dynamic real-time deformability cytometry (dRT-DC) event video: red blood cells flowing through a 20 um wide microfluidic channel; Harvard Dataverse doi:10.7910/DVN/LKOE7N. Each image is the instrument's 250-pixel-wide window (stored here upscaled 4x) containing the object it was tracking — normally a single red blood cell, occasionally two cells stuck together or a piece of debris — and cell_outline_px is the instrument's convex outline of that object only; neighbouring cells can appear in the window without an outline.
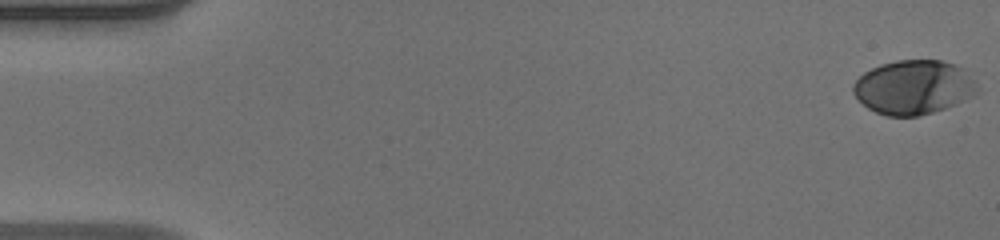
{"species": "human", "species_latin": "Homo sapiens", "temperature_condition": "warm", "stored_images_in_passage": 50, "camera_frame_rate_fps": 3000, "um_per_image_px": 0.085, "donor": {"sex": "male"}, "frame": {"image": 1, "passage_image": 1, "time_ms": 0.0, "image_size_px": [1000, 240], "cell_outline_px": [[980, 92], [956, 104], [932, 112], [916, 116], [888, 116], [876, 112], [868, 108], [852, 92], [852, 84], [864, 72], [880, 64], [896, 60], [940, 60], [956, 64], [964, 68], [976, 84]], "centroid_in_image_um": [77.66, 7.4], "position_along_channel_um": 7.3, "area_um2": 39.19}}
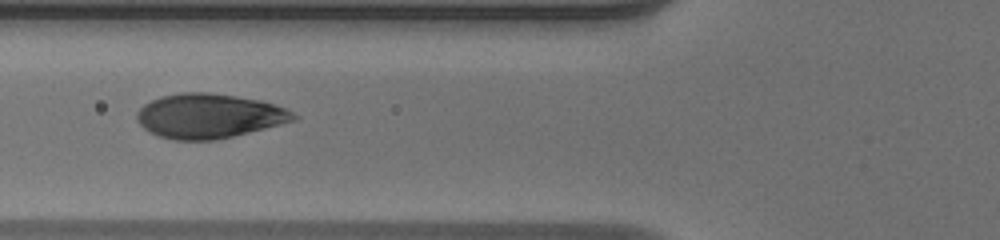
{"frame": {"image": 2, "passage_image": 20, "time_ms": 6.333, "image_size_px": [1000, 240], "cell_outline_px": [[300, 116], [296, 120], [232, 136], [212, 140], [172, 140], [160, 136], [144, 128], [136, 120], [136, 112], [144, 104], [160, 96], [180, 92], [208, 92], [236, 96], [260, 100], [284, 108]], "centroid_in_image_um": [17.74, 9.84], "position_along_channel_um": 108.1, "area_um2": 40.4}}
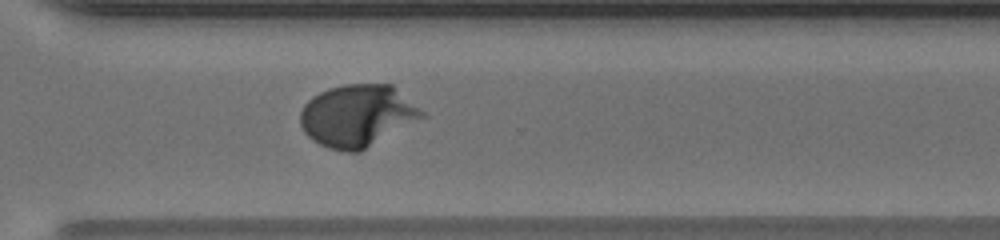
{"frame": {"image": 3, "passage_image": 37, "time_ms": 12.0, "image_size_px": [1000, 240], "cell_outline_px": [[428, 116], [360, 152], [348, 152], [328, 148], [312, 140], [304, 132], [300, 124], [300, 112], [304, 104], [312, 96], [328, 88], [344, 84], [392, 84], [424, 112]], "centroid_in_image_um": [30.39, 9.84], "position_along_channel_um": 340.2, "area_um2": 44.33}, "authors_computed_cell_mechanics": {"area_um2": 40.1999, "velocity_mm_per_s": 4.1017, "shape_relaxation_time_tau1_ms": 3.2798, "shape_relaxation_time_tau2_ms": null, "deformation_change_tau1": 0.195, "deformation_change_tau2": null}}